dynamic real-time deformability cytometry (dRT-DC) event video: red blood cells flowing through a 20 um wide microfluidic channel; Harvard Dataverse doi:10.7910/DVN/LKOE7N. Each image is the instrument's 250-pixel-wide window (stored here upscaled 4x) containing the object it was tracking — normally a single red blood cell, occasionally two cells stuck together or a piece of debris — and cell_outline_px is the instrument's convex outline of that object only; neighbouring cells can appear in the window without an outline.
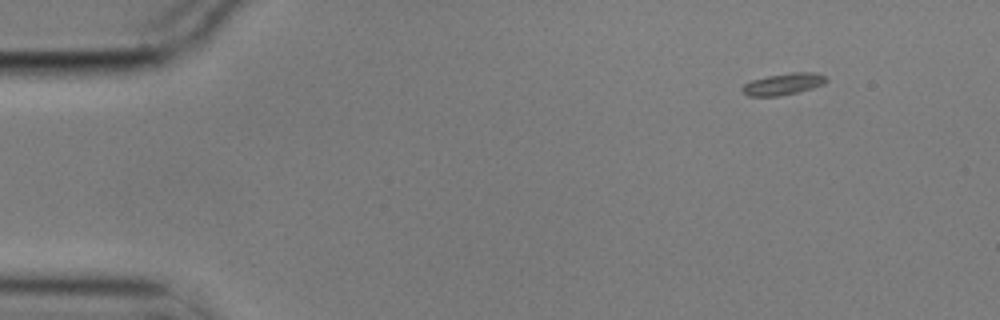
{"species": "common noctule bat (a hibernating species)", "species_latin": "Nyctalus noctula", "temperature_condition": "cold", "stored_images_in_passage": 4, "camera_frame_rate_fps": 3000, "um_per_image_px": 0.085, "animal": {"sex": "male", "body_mass_g": 17.9}, "frame": {"image": 1, "passage_image": 2, "time_ms": 0.333, "image_size_px": [1000, 320], "cell_outline_px": [[828, 80], [824, 84], [812, 88], [780, 96], [748, 96], [740, 88], [744, 84], [752, 80], [768, 76], [792, 72], [816, 72], [824, 76]], "centroid_in_image_um": [66.58, 7.14], "position_along_channel_um": 18.4, "area_um2": 10.52}}